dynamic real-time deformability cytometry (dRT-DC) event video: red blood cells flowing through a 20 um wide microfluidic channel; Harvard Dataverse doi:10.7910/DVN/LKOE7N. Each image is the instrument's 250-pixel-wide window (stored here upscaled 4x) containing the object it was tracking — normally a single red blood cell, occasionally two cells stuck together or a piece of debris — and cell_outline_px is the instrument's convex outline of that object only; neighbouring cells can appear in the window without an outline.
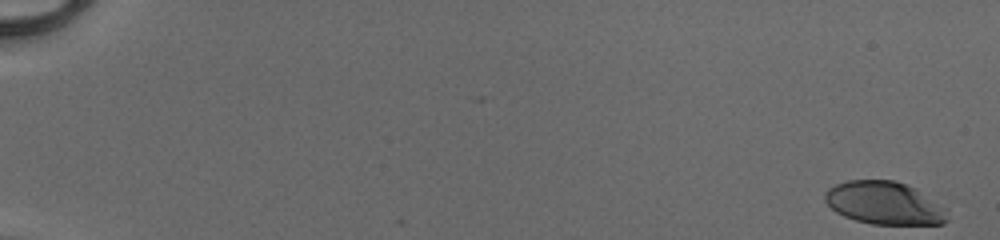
{"species": "human", "species_latin": "Homo sapiens", "temperature_condition": "cold", "stored_images_in_passage": 17, "camera_frame_rate_fps": 3000, "um_per_image_px": 0.085, "donor": {"sex": "male"}, "frame": {"image": 1, "passage_image": 1, "time_ms": 0.0, "image_size_px": [1000, 240], "cell_outline_px": [[948, 220], [944, 224], [872, 224], [856, 220], [844, 216], [836, 212], [824, 200], [824, 192], [828, 188], [836, 184], [848, 180], [896, 180], [916, 188], [948, 208]], "centroid_in_image_um": [75.21, 17.26], "position_along_channel_um": 9.8, "area_um2": 30.92}}